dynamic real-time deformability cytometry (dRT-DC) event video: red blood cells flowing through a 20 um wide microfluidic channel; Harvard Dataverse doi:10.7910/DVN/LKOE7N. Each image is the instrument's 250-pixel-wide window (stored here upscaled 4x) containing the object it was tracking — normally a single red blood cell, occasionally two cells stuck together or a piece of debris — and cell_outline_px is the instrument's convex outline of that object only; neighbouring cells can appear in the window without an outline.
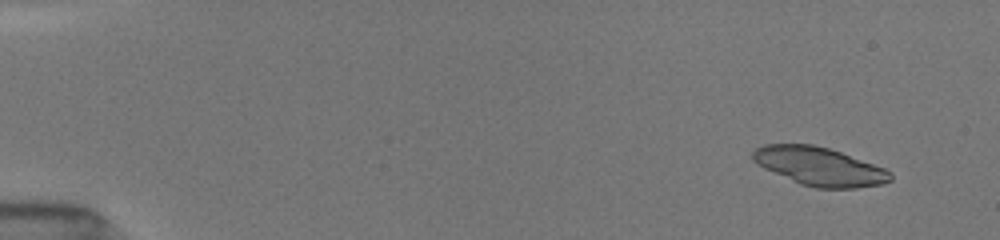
{"species": "common noctule bat (a hibernating species)", "species_latin": "Nyctalus noctula", "temperature_condition": "room temperature", "stored_images_in_passage": 7, "camera_frame_rate_fps": 3000, "um_per_image_px": 0.085, "animal": {"sex": "female", "body_mass_g": 19.5, "forearm_length_mm": 54.1}, "frame": {"image": 1, "passage_image": 2, "time_ms": 1.0, "image_size_px": [1000, 240], "cell_outline_px": [[892, 180], [884, 184], [856, 188], [816, 188], [800, 184], [764, 168], [756, 164], [752, 160], [752, 152], [756, 148], [764, 144], [812, 144], [828, 148], [840, 152], [884, 168], [892, 172]], "centroid_in_image_um": [69.64, 14.15], "position_along_channel_um": 15.4, "area_um2": 30.75}}